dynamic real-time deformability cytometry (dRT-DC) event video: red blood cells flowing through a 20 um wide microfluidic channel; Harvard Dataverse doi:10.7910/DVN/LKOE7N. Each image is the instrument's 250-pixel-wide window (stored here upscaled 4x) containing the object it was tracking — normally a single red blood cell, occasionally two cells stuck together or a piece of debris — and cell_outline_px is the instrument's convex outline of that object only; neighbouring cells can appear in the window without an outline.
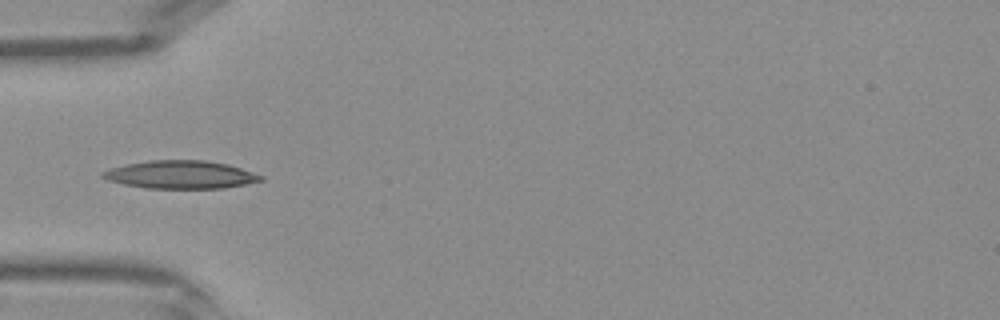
{"species": "Egyptian fruit bat (a non-hibernating species)", "species_latin": "Rousettus aegyptiacus", "temperature_condition": "warm", "stored_images_in_passage": 29, "camera_frame_rate_fps": 3000, "um_per_image_px": 0.085, "frame": {"image": 1, "passage_image": 1, "time_ms": 0.0, "image_size_px": [1000, 320], "cell_outline_px": [[264, 180], [224, 188], [144, 188], [124, 184], [108, 180], [100, 176], [100, 172], [112, 168], [128, 164], [148, 160], [204, 160], [228, 164], [264, 176]], "centroid_in_image_um": [15.34, 14.84], "position_along_channel_um": 69.7, "area_um2": 25.66}}
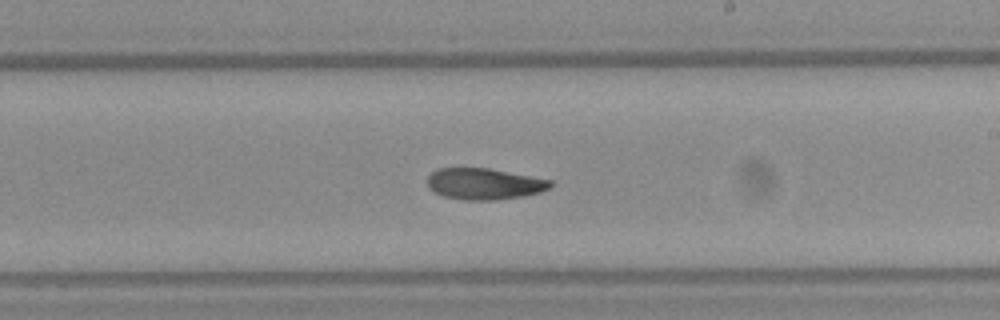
{"frame": {"image": 2, "passage_image": 12, "time_ms": 3.667, "image_size_px": [1000, 320], "cell_outline_px": [[552, 184], [548, 188], [540, 192], [524, 196], [496, 200], [464, 200], [444, 196], [428, 188], [428, 176], [436, 168], [488, 168], [552, 180]], "centroid_in_image_um": [41.15, 15.63], "position_along_channel_um": 247.9, "area_um2": 22.37}}
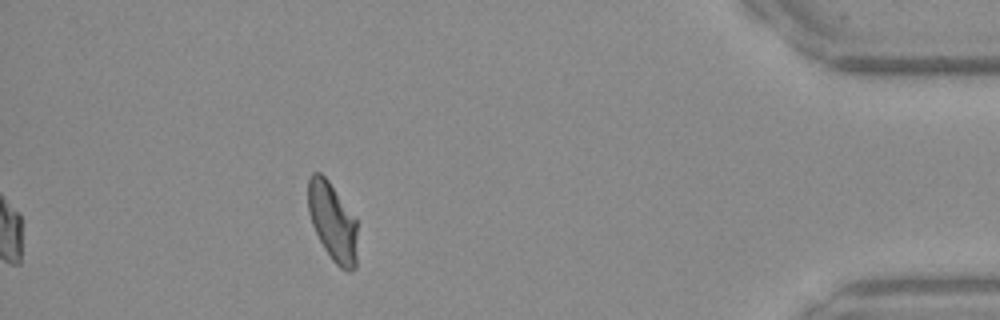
{"frame": {"image": 3, "passage_image": 25, "time_ms": 8.0, "image_size_px": [1000, 320], "cell_outline_px": [[356, 268], [352, 272], [348, 272], [340, 268], [332, 260], [324, 248], [312, 224], [308, 212], [308, 176], [312, 172], [320, 172], [328, 180], [356, 216]], "centroid_in_image_um": [28.27, 18.84], "position_along_channel_um": 406.9, "area_um2": 22.77}}